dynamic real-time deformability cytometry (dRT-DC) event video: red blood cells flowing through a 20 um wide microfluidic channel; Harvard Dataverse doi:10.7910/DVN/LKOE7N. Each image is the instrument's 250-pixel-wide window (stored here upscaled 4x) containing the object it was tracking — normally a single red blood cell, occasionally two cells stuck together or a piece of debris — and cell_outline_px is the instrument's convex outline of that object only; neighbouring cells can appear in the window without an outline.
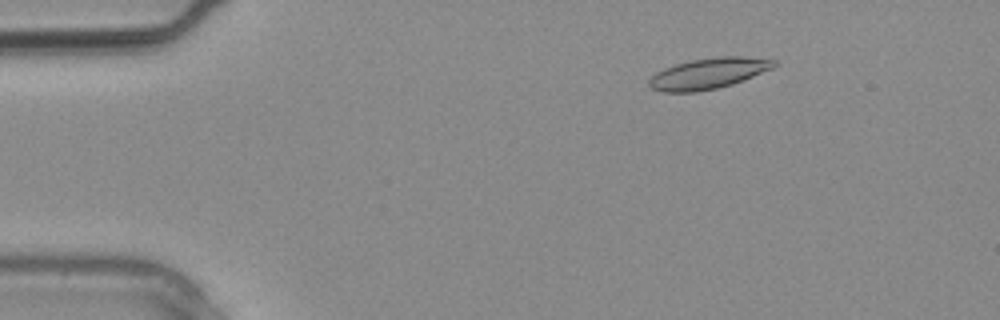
{"species": "common noctule bat (a hibernating species)", "species_latin": "Nyctalus noctula", "temperature_condition": "warm", "stored_images_in_passage": 4, "segment_of_instrument_passage": [1, 2], "camera_frame_rate_fps": 3000, "um_per_image_px": 0.085, "animal": {"sex": "male", "body_mass_g": 20.4}, "frame": {"image": 1, "passage_image": 2, "time_ms": 0.333, "image_size_px": [1000, 320], "cell_outline_px": [[776, 64], [772, 68], [744, 80], [732, 84], [716, 88], [696, 92], [664, 92], [652, 88], [648, 84], [648, 80], [656, 72], [664, 68], [676, 64], [692, 60], [720, 56], [744, 56], [776, 60]], "centroid_in_image_um": [60.21, 6.24], "position_along_channel_um": 24.8, "area_um2": 22.31}}